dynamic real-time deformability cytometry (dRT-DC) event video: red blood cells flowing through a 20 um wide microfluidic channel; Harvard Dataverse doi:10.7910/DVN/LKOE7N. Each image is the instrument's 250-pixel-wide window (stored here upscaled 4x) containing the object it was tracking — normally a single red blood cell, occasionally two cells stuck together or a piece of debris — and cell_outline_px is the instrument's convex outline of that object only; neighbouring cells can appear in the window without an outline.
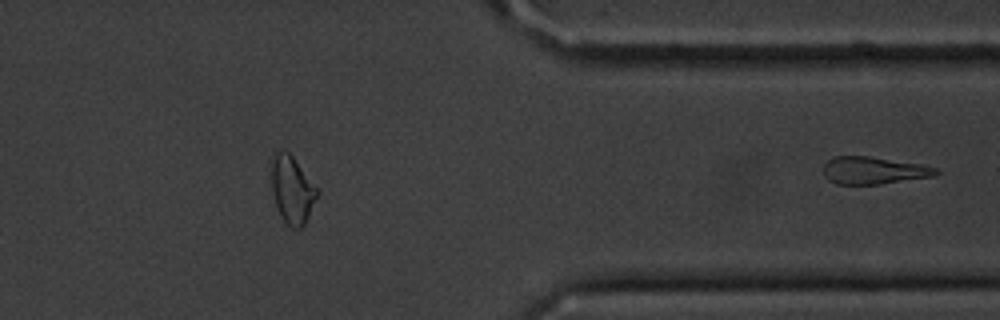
{"species": "common noctule bat (a hibernating species)", "species_latin": "Nyctalus noctula", "temperature_condition": "cold", "stored_images_in_passage": 13, "camera_frame_rate_fps": 3000, "um_per_image_px": 0.085, "animal": {"sex": "male", "body_mass_g": 20.1, "forearm_length_mm": 53.5}, "frame": {"image": 1, "passage_image": 13, "time_ms": 14.667, "image_size_px": [1000, 320], "cell_outline_px": [[940, 172], [932, 176], [880, 184], [836, 184], [828, 180], [824, 176], [824, 164], [828, 160], [836, 156], [868, 156], [920, 164], [936, 168]], "centroid_in_image_um": [74.22, 14.49], "position_along_channel_um": 337.2, "area_um2": 17.74}}